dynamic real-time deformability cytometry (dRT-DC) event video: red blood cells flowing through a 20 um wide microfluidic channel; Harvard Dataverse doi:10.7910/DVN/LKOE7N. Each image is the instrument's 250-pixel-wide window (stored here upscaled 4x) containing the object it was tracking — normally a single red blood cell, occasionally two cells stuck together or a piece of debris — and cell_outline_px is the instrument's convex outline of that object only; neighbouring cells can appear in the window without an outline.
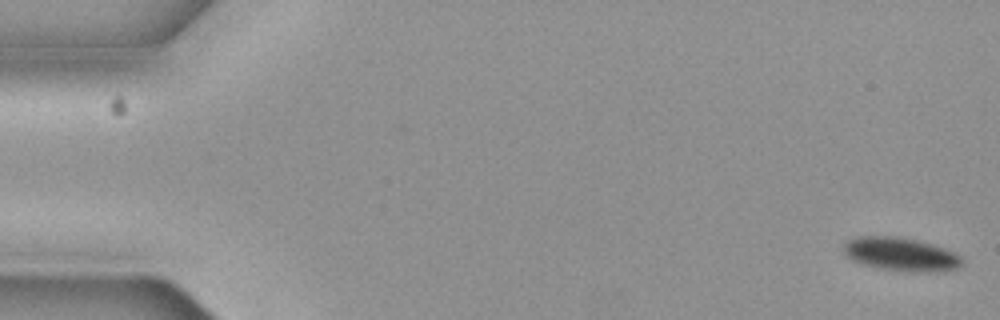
{"species": "common noctule bat (a hibernating species)", "species_latin": "Nyctalus noctula", "temperature_condition": "cold", "stored_images_in_passage": 2, "camera_frame_rate_fps": 3000, "um_per_image_px": 0.085, "animal": {"sex": "female", "body_mass_g": 19.3, "forearm_length_mm": 54.1}, "frame": {"image": 1, "passage_image": 1, "time_ms": 0.0, "image_size_px": [1000, 320], "cell_outline_px": [[964, 260], [956, 268], [940, 272], [928, 272], [880, 268], [864, 264], [852, 260], [844, 252], [844, 244], [848, 240], [856, 236], [892, 236], [912, 240], [944, 248], [960, 256]], "centroid_in_image_um": [76.55, 21.61], "position_along_channel_um": 8.5, "area_um2": 22.43}}